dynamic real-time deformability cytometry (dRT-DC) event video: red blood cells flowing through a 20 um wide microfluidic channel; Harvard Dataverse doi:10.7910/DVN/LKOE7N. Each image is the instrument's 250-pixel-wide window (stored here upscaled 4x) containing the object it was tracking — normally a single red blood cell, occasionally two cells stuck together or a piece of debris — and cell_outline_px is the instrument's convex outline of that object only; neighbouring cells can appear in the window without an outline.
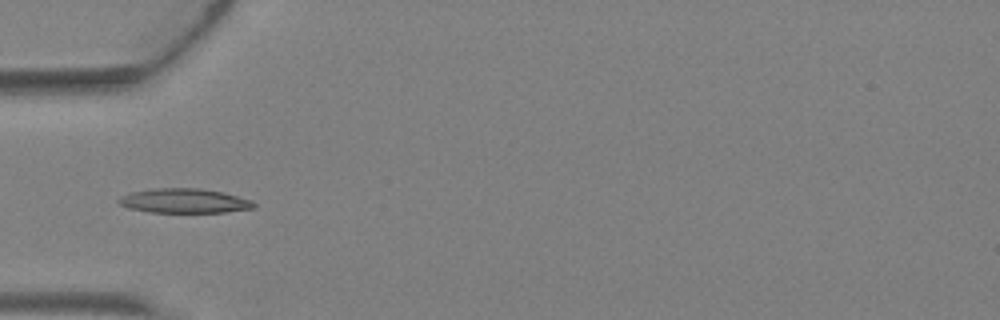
{"species": "Egyptian fruit bat (a non-hibernating species)", "species_latin": "Rousettus aegyptiacus", "temperature_condition": "warm", "stored_images_in_passage": 3, "camera_frame_rate_fps": 3000, "um_per_image_px": 0.085, "animal": {"sex": "female"}, "frame": {"image": 1, "passage_image": 3, "time_ms": 0.667, "image_size_px": [1000, 320], "cell_outline_px": [[256, 208], [224, 212], [148, 212], [128, 208], [120, 204], [116, 200], [120, 196], [132, 192], [156, 188], [200, 188], [220, 192], [252, 200], [256, 204]], "centroid_in_image_um": [15.65, 17.07], "position_along_channel_um": 69.4, "area_um2": 19.19}}